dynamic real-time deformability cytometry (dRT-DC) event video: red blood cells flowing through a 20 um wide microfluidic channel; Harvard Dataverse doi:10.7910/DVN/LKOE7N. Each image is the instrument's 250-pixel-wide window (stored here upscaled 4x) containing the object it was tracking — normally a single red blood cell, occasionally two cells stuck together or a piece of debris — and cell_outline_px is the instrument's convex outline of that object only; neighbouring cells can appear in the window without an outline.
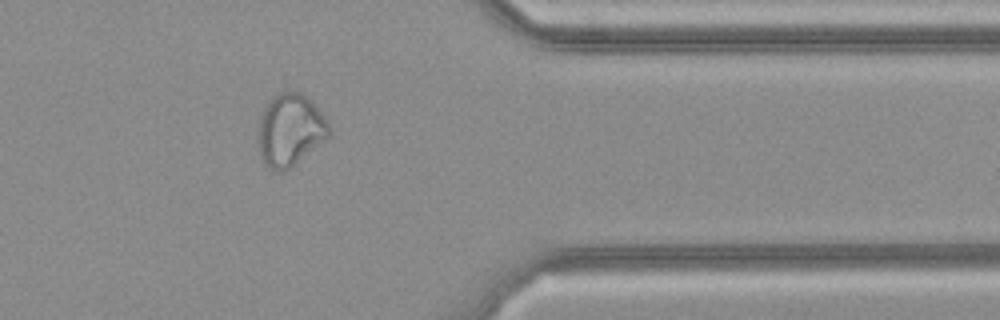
{"species": "common noctule bat (a hibernating species)", "species_latin": "Nyctalus noctula", "temperature_condition": "cold", "stored_images_in_passage": 22, "camera_frame_rate_fps": 3000, "um_per_image_px": 0.085, "animal": {"sex": "female", "body_mass_g": 21.9}, "frame": {"image": 1, "passage_image": 19, "time_ms": 6.0, "image_size_px": [1000, 320], "cell_outline_px": [[328, 136], [284, 172], [272, 172], [264, 164], [260, 156], [256, 140], [256, 136], [260, 120], [264, 108], [268, 100], [272, 96], [280, 92], [300, 92], [312, 100], [324, 116], [328, 124]], "centroid_in_image_um": [24.58, 11.05], "position_along_channel_um": 386.8, "area_um2": 29.77}}